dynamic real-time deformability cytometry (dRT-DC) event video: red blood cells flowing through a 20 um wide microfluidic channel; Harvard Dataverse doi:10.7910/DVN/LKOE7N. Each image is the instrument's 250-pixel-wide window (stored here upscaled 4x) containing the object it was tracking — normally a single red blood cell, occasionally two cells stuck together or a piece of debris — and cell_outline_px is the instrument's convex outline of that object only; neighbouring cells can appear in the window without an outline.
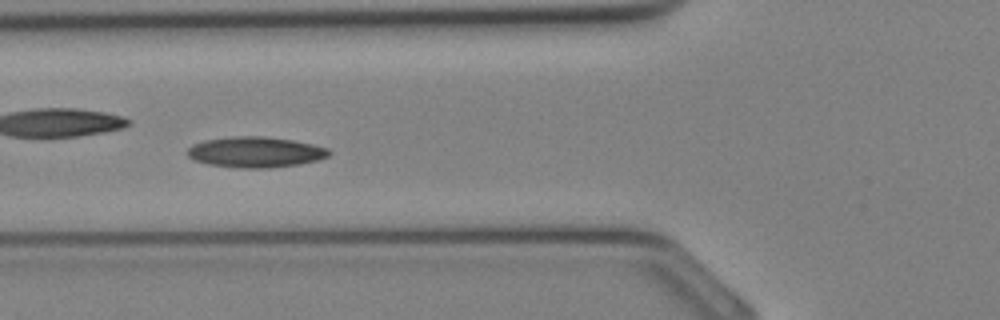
{"species": "Egyptian fruit bat (a non-hibernating species)", "species_latin": "Rousettus aegyptiacus", "temperature_condition": "cold", "stored_images_in_passage": 27, "camera_frame_rate_fps": 3000, "um_per_image_px": 0.085, "animal": {"sex": "female"}, "frame": {"image": 1, "passage_image": 12, "time_ms": 3.667, "image_size_px": [1000, 320], "cell_outline_px": [[332, 152], [328, 156], [316, 160], [300, 164], [268, 168], [240, 168], [208, 164], [192, 160], [188, 156], [188, 148], [192, 144], [204, 140], [232, 136], [264, 136], [292, 140], [312, 144], [328, 148]], "centroid_in_image_um": [21.69, 12.92], "position_along_channel_um": 104.1, "area_um2": 25.37}}
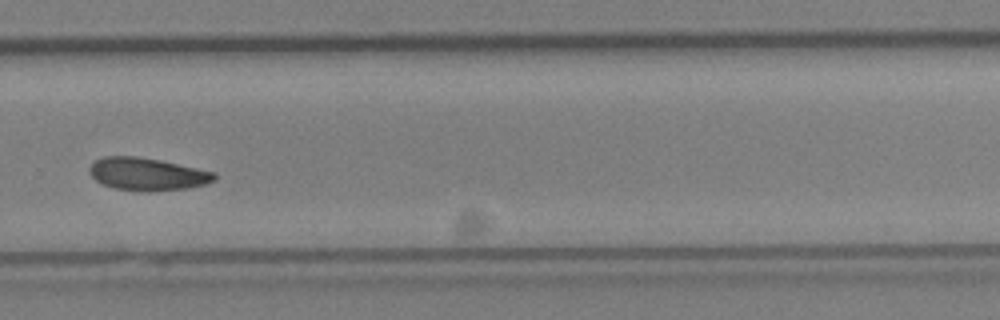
{"frame": {"image": 2, "passage_image": 23, "time_ms": 7.333, "image_size_px": [1000, 320], "cell_outline_px": [[216, 180], [208, 184], [188, 188], [112, 188], [96, 180], [88, 172], [88, 168], [96, 160], [104, 156], [136, 156], [160, 160], [216, 172]], "centroid_in_image_um": [12.53, 14.74], "position_along_channel_um": 317.3, "area_um2": 22.83}}